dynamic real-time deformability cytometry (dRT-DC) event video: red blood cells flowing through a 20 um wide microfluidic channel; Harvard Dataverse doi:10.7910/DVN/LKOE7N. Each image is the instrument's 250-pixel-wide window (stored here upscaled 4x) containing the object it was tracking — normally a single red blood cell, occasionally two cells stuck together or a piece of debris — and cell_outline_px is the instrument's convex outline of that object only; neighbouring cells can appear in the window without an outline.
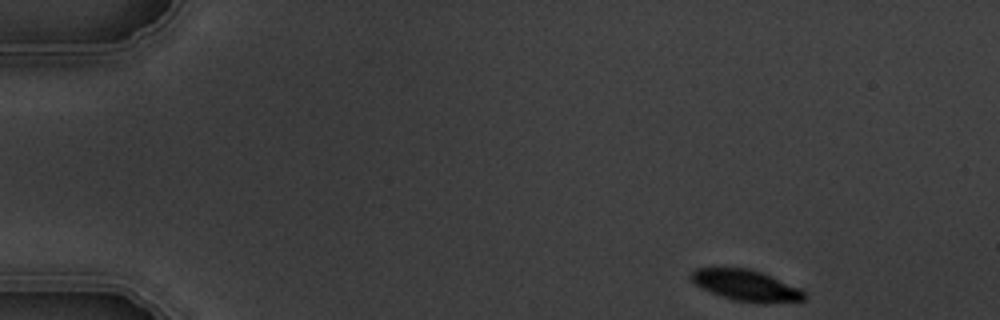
{"species": "common noctule bat (a hibernating species)", "species_latin": "Nyctalus noctula", "temperature_condition": "warm", "stored_images_in_passage": 5, "camera_frame_rate_fps": 3000, "um_per_image_px": 0.085, "animal": {"sex": "male", "body_mass_g": 19.5, "forearm_length_mm": 54.6}, "frame": {"image": 1, "passage_image": 1, "time_ms": 0.0, "image_size_px": [1000, 320], "cell_outline_px": [[804, 300], [732, 300], [720, 296], [700, 288], [688, 276], [696, 268], [752, 268], [800, 288], [804, 292]], "centroid_in_image_um": [63.3, 24.19], "position_along_channel_um": 21.7, "area_um2": 19.59}}
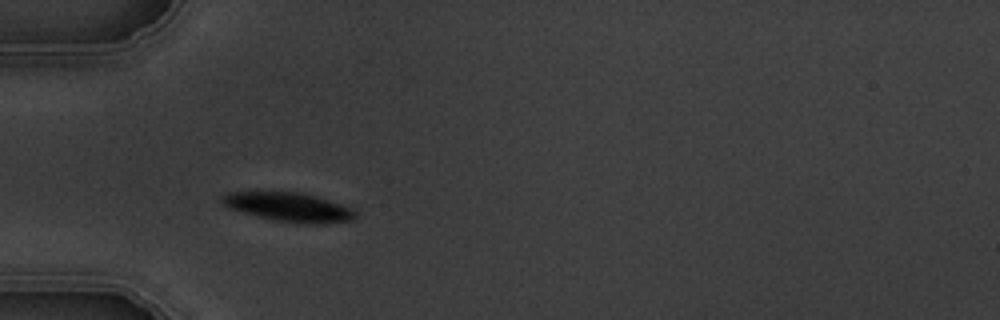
{"frame": {"image": 2, "passage_image": 4, "time_ms": 3.667, "image_size_px": [1000, 320], "cell_outline_px": [[356, 216], [352, 220], [324, 224], [308, 224], [276, 220], [256, 216], [228, 208], [220, 200], [220, 196], [228, 192], [300, 192], [328, 200], [340, 204], [356, 212]], "centroid_in_image_um": [24.51, 17.6], "position_along_channel_um": 60.5, "area_um2": 22.31}}